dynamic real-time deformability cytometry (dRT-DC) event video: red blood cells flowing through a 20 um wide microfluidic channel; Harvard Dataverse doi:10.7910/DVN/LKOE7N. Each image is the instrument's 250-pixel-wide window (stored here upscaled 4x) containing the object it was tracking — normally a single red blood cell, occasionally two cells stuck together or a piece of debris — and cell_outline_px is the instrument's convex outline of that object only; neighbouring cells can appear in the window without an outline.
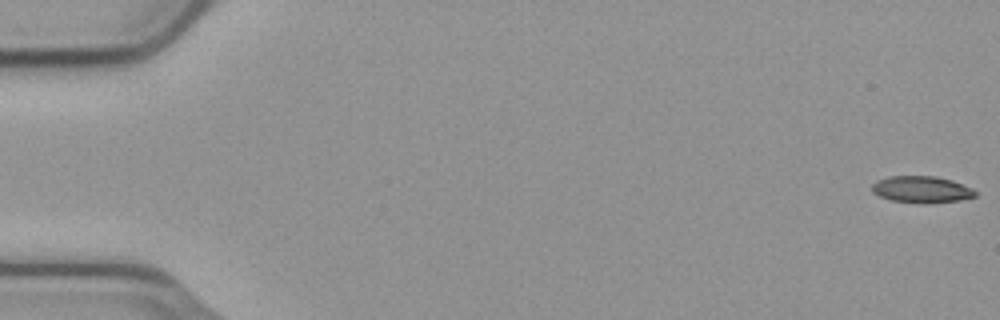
{"species": "common noctule bat (a hibernating species)", "species_latin": "Nyctalus noctula", "temperature_condition": "cold", "stored_images_in_passage": 56, "camera_frame_rate_fps": 3000, "um_per_image_px": 0.085, "animal": {"sex": "male", "body_mass_g": 23.1, "forearm_length_mm": 52.7}, "frame": {"image": 1, "passage_image": 1, "time_ms": 0.0, "image_size_px": [1000, 320], "cell_outline_px": [[976, 196], [960, 200], [892, 200], [880, 196], [872, 192], [872, 184], [876, 180], [888, 176], [936, 176], [952, 180], [972, 188], [976, 192]], "centroid_in_image_um": [78.3, 16.03], "position_along_channel_um": 6.7, "area_um2": 15.14}}
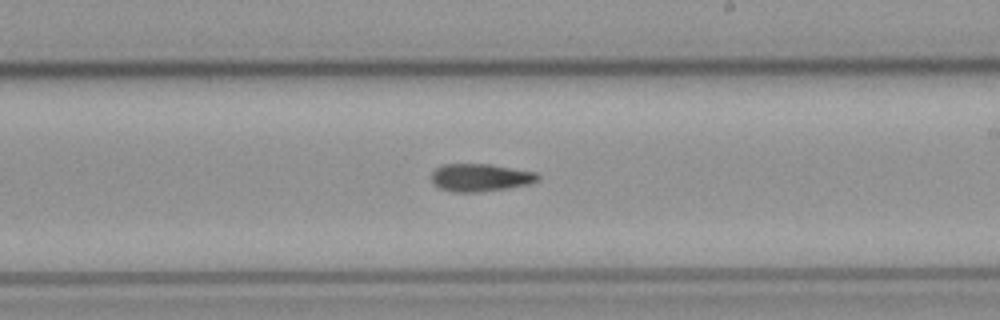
{"frame": {"image": 2, "passage_image": 33, "time_ms": 10.667, "image_size_px": [1000, 320], "cell_outline_px": [[540, 180], [528, 184], [508, 188], [476, 192], [452, 192], [440, 188], [432, 184], [428, 176], [440, 164], [492, 164], [536, 172], [540, 176]], "centroid_in_image_um": [40.78, 15.08], "position_along_channel_um": 248.2, "area_um2": 17.51}}
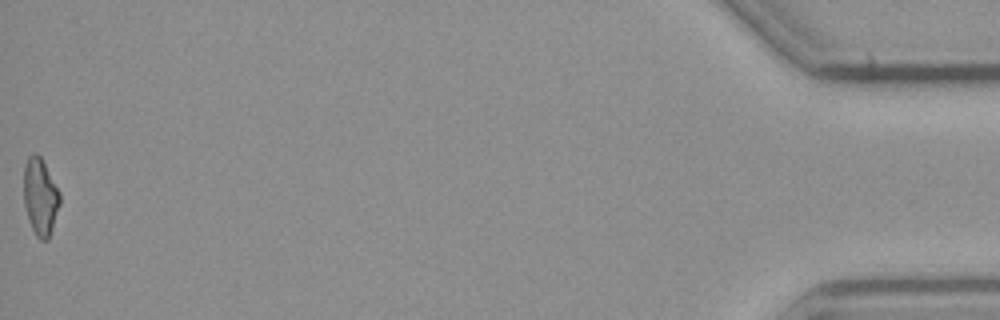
{"frame": {"image": 3, "passage_image": 56, "time_ms": 18.333, "image_size_px": [1000, 320], "cell_outline_px": [[60, 204], [48, 240], [40, 240], [36, 236], [32, 228], [24, 204], [24, 168], [28, 156], [32, 152], [36, 152], [40, 156], [60, 192]], "centroid_in_image_um": [3.42, 16.71], "position_along_channel_um": 431.8, "area_um2": 16.07}}